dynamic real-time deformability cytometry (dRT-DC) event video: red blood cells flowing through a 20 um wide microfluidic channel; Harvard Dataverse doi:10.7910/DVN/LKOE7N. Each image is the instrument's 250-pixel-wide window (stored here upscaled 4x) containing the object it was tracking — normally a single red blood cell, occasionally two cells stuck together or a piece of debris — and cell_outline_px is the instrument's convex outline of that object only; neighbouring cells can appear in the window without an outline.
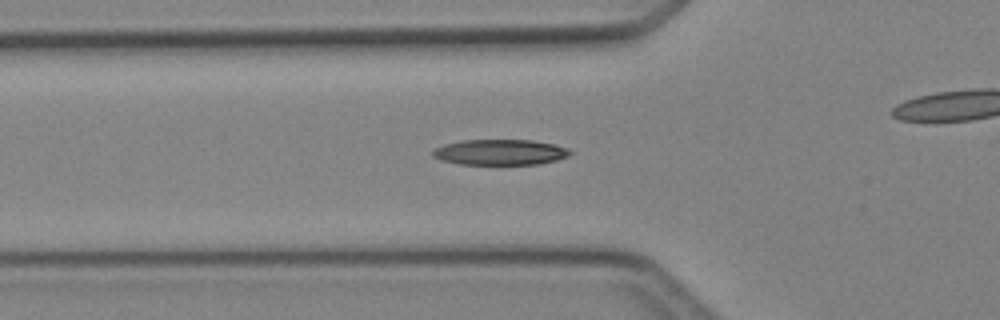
{"species": "Egyptian fruit bat (a non-hibernating species)", "species_latin": "Rousettus aegyptiacus", "temperature_condition": "cold", "stored_images_in_passage": 29, "camera_frame_rate_fps": 3000, "um_per_image_px": 0.085, "animal": {"sex": "female"}, "frame": {"image": 1, "passage_image": 5, "time_ms": 1.333, "image_size_px": [1000, 320], "cell_outline_px": [[572, 152], [568, 156], [556, 160], [536, 164], [460, 164], [440, 160], [432, 156], [432, 148], [444, 144], [464, 140], [532, 140], [552, 144], [568, 148]], "centroid_in_image_um": [42.46, 12.93], "position_along_channel_um": 83.3, "area_um2": 20.46}}
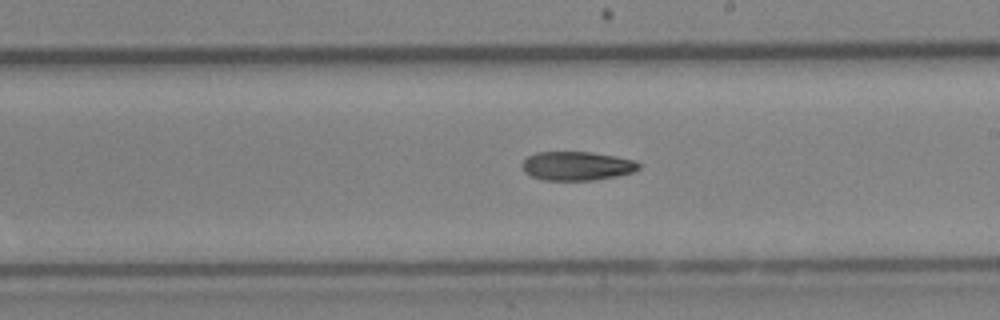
{"frame": {"image": 2, "passage_image": 16, "time_ms": 5.0, "image_size_px": [1000, 320], "cell_outline_px": [[640, 168], [632, 172], [616, 176], [592, 180], [544, 180], [532, 176], [524, 172], [520, 164], [528, 156], [536, 152], [592, 152], [616, 156], [636, 160], [640, 164]], "centroid_in_image_um": [49.03, 14.1], "position_along_channel_um": 240.0, "area_um2": 19.71}}
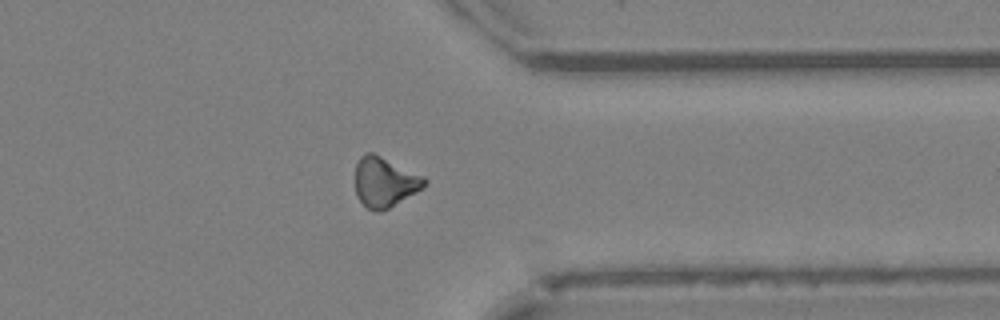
{"frame": {"image": 3, "passage_image": 26, "time_ms": 8.333, "image_size_px": [1000, 320], "cell_outline_px": [[428, 180], [416, 192], [388, 208], [380, 212], [372, 212], [356, 196], [356, 164], [360, 156], [364, 152], [372, 152], [424, 176]], "centroid_in_image_um": [32.67, 15.47], "position_along_channel_um": 378.7, "area_um2": 19.94}}